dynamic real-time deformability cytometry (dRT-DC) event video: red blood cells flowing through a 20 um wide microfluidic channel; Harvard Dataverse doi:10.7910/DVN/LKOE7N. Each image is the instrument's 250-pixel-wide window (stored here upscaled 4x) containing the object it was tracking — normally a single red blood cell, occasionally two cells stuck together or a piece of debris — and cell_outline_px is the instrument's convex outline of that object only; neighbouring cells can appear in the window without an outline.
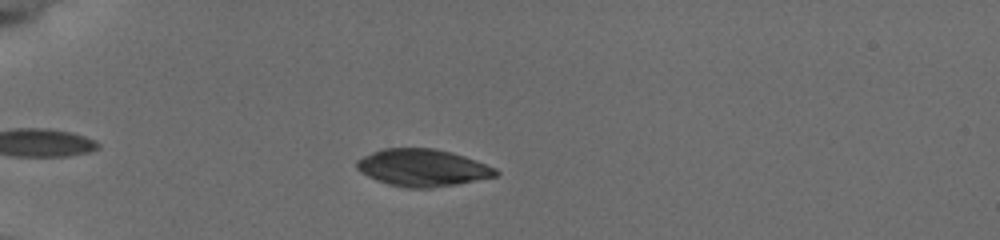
{"species": "common noctule bat (a hibernating species)", "species_latin": "Nyctalus noctula", "temperature_condition": "cold", "stored_images_in_passage": 40, "camera_frame_rate_fps": 3000, "um_per_image_px": 0.085, "animal": {"sex": "female", "body_mass_g": 19.5, "forearm_length_mm": 54.1}, "frame": {"image": 1, "passage_image": 17, "time_ms": 4.0, "image_size_px": [1000, 240], "cell_outline_px": [[500, 172], [496, 176], [456, 184], [432, 188], [408, 188], [388, 184], [376, 180], [360, 172], [356, 168], [356, 160], [372, 152], [384, 148], [432, 148], [452, 152], [476, 160], [496, 168]], "centroid_in_image_um": [35.91, 14.25], "position_along_channel_um": 49.1, "area_um2": 30.11}}
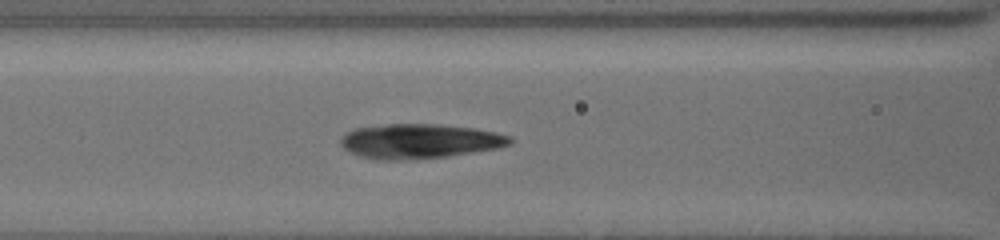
{"frame": {"image": 2, "passage_image": 32, "time_ms": 7.0, "image_size_px": [1000, 240], "cell_outline_px": [[512, 144], [500, 148], [444, 156], [404, 160], [376, 160], [360, 156], [348, 152], [340, 144], [340, 140], [348, 132], [356, 128], [388, 124], [440, 124], [476, 128], [496, 132], [512, 136]], "centroid_in_image_um": [35.69, 12.0], "position_along_channel_um": 130.9, "area_um2": 34.22}}
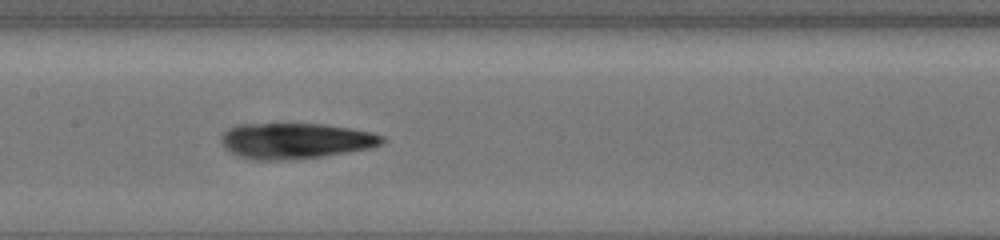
{"frame": {"image": 3, "passage_image": 39, "time_ms": 8.333, "image_size_px": [1000, 240], "cell_outline_px": [[384, 144], [372, 148], [324, 156], [284, 160], [252, 160], [236, 156], [224, 148], [220, 140], [220, 136], [228, 128], [240, 124], [324, 124], [352, 128], [372, 132], [384, 136]], "centroid_in_image_um": [25.11, 11.97], "position_along_channel_um": 182.3, "area_um2": 33.93}}